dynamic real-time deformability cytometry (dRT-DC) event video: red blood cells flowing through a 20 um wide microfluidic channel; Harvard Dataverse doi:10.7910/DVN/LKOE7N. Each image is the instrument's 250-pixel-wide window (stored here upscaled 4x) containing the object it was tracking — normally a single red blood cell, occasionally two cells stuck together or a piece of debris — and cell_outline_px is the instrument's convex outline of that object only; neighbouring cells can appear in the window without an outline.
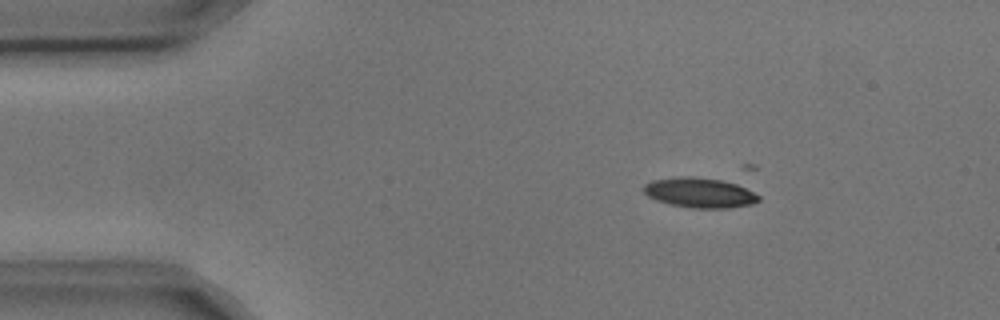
{"species": "common noctule bat (a hibernating species)", "species_latin": "Nyctalus noctula", "temperature_condition": "cold", "stored_images_in_passage": 3, "camera_frame_rate_fps": 3000, "um_per_image_px": 0.085, "animal": {"sex": "male", "body_mass_g": 17.9, "forearm_length_mm": 54.2}, "frame": {"image": 1, "passage_image": 1, "time_ms": 0.0, "image_size_px": [1000, 320], "cell_outline_px": [[760, 200], [752, 204], [728, 208], [692, 208], [672, 204], [656, 200], [648, 196], [644, 192], [644, 184], [652, 180], [680, 176], [688, 176], [720, 180], [736, 184], [760, 196]], "centroid_in_image_um": [59.45, 16.38], "position_along_channel_um": 25.5, "area_um2": 19.83}}